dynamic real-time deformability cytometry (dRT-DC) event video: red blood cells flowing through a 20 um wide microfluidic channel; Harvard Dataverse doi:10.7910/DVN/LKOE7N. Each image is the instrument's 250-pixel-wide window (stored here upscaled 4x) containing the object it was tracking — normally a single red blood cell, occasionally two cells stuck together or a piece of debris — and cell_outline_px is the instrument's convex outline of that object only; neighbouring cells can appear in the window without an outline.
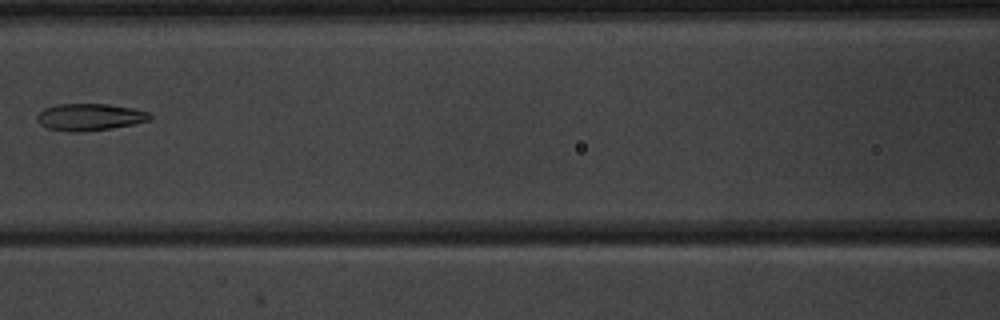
{"species": "common noctule bat (a hibernating species)", "species_latin": "Nyctalus noctula", "temperature_condition": "warm", "stored_images_in_passage": 7, "camera_frame_rate_fps": 3000, "um_per_image_px": 0.085, "animal": {"sex": "male", "body_mass_g": 20.1, "forearm_length_mm": 53.5}, "frame": {"image": 1, "passage_image": 6, "time_ms": 7.0, "image_size_px": [1000, 320], "cell_outline_px": [[152, 120], [112, 128], [84, 132], [68, 132], [48, 128], [40, 124], [36, 120], [36, 116], [44, 108], [56, 104], [108, 104], [132, 108], [148, 112], [152, 116]], "centroid_in_image_um": [7.61, 9.95], "position_along_channel_um": 159.0, "area_um2": 17.86}}
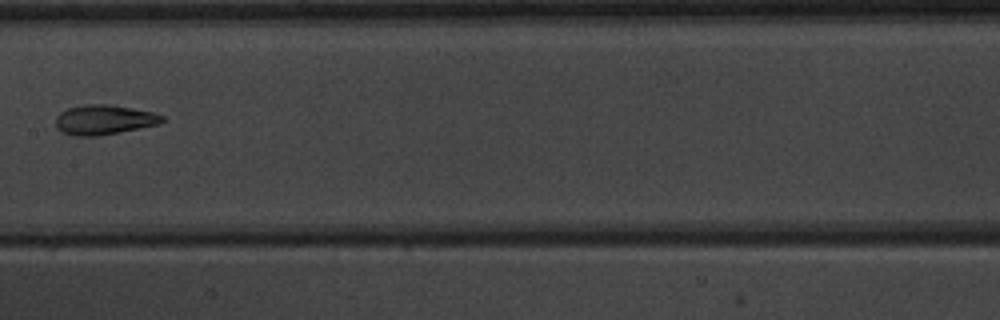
{"frame": {"image": 2, "passage_image": 7, "time_ms": 8.0, "image_size_px": [1000, 320], "cell_outline_px": [[164, 120], [160, 124], [96, 136], [76, 136], [60, 132], [56, 128], [56, 116], [60, 112], [68, 108], [88, 104], [108, 104], [132, 108], [152, 112], [164, 116]], "centroid_in_image_um": [8.82, 10.18], "position_along_channel_um": 198.6, "area_um2": 18.38}}